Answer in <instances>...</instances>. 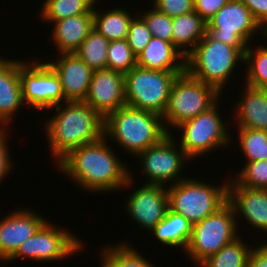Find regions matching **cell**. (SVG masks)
<instances>
[{
	"label": "cell",
	"mask_w": 267,
	"mask_h": 267,
	"mask_svg": "<svg viewBox=\"0 0 267 267\" xmlns=\"http://www.w3.org/2000/svg\"><path fill=\"white\" fill-rule=\"evenodd\" d=\"M106 139L103 136L72 150L57 164V168L81 189L92 193L129 188L134 183L132 171L120 161Z\"/></svg>",
	"instance_id": "obj_1"
},
{
	"label": "cell",
	"mask_w": 267,
	"mask_h": 267,
	"mask_svg": "<svg viewBox=\"0 0 267 267\" xmlns=\"http://www.w3.org/2000/svg\"><path fill=\"white\" fill-rule=\"evenodd\" d=\"M44 123L49 150L57 164L72 150L104 136L105 119L85 101H66L52 108Z\"/></svg>",
	"instance_id": "obj_2"
},
{
	"label": "cell",
	"mask_w": 267,
	"mask_h": 267,
	"mask_svg": "<svg viewBox=\"0 0 267 267\" xmlns=\"http://www.w3.org/2000/svg\"><path fill=\"white\" fill-rule=\"evenodd\" d=\"M168 134L160 115L127 105L105 118L104 136L135 157Z\"/></svg>",
	"instance_id": "obj_3"
},
{
	"label": "cell",
	"mask_w": 267,
	"mask_h": 267,
	"mask_svg": "<svg viewBox=\"0 0 267 267\" xmlns=\"http://www.w3.org/2000/svg\"><path fill=\"white\" fill-rule=\"evenodd\" d=\"M241 62L244 63V54L238 48L214 40L206 33L185 57V71L222 94Z\"/></svg>",
	"instance_id": "obj_4"
},
{
	"label": "cell",
	"mask_w": 267,
	"mask_h": 267,
	"mask_svg": "<svg viewBox=\"0 0 267 267\" xmlns=\"http://www.w3.org/2000/svg\"><path fill=\"white\" fill-rule=\"evenodd\" d=\"M228 185L229 179L218 186L186 177L167 187L169 209L194 225L228 202Z\"/></svg>",
	"instance_id": "obj_5"
},
{
	"label": "cell",
	"mask_w": 267,
	"mask_h": 267,
	"mask_svg": "<svg viewBox=\"0 0 267 267\" xmlns=\"http://www.w3.org/2000/svg\"><path fill=\"white\" fill-rule=\"evenodd\" d=\"M221 95L213 86L191 77L186 71L178 75L171 86L168 104L162 116L167 132L170 133L172 126L174 129L207 111Z\"/></svg>",
	"instance_id": "obj_6"
},
{
	"label": "cell",
	"mask_w": 267,
	"mask_h": 267,
	"mask_svg": "<svg viewBox=\"0 0 267 267\" xmlns=\"http://www.w3.org/2000/svg\"><path fill=\"white\" fill-rule=\"evenodd\" d=\"M184 72H167L139 66L125 74L126 105L163 116L171 86Z\"/></svg>",
	"instance_id": "obj_7"
},
{
	"label": "cell",
	"mask_w": 267,
	"mask_h": 267,
	"mask_svg": "<svg viewBox=\"0 0 267 267\" xmlns=\"http://www.w3.org/2000/svg\"><path fill=\"white\" fill-rule=\"evenodd\" d=\"M237 217L233 206L227 202L216 213L194 224L185 250L191 262L198 266L207 257L216 254L223 246L236 239L239 236Z\"/></svg>",
	"instance_id": "obj_8"
},
{
	"label": "cell",
	"mask_w": 267,
	"mask_h": 267,
	"mask_svg": "<svg viewBox=\"0 0 267 267\" xmlns=\"http://www.w3.org/2000/svg\"><path fill=\"white\" fill-rule=\"evenodd\" d=\"M219 100L207 111L193 119L187 120L176 128L182 132L179 136L180 147L185 154L193 160L202 155L211 153L215 148L229 146L232 141L231 134L221 118L218 105Z\"/></svg>",
	"instance_id": "obj_9"
},
{
	"label": "cell",
	"mask_w": 267,
	"mask_h": 267,
	"mask_svg": "<svg viewBox=\"0 0 267 267\" xmlns=\"http://www.w3.org/2000/svg\"><path fill=\"white\" fill-rule=\"evenodd\" d=\"M257 30L267 39V32L254 19L249 8L240 0H229L207 22L206 33L212 39L236 47L245 54Z\"/></svg>",
	"instance_id": "obj_10"
},
{
	"label": "cell",
	"mask_w": 267,
	"mask_h": 267,
	"mask_svg": "<svg viewBox=\"0 0 267 267\" xmlns=\"http://www.w3.org/2000/svg\"><path fill=\"white\" fill-rule=\"evenodd\" d=\"M83 243L75 234H71V232L63 230V227H58L47 220L32 237L26 239L19 246L6 263H11L20 257L40 262L59 261L66 257L70 258L75 253H80L84 248Z\"/></svg>",
	"instance_id": "obj_11"
},
{
	"label": "cell",
	"mask_w": 267,
	"mask_h": 267,
	"mask_svg": "<svg viewBox=\"0 0 267 267\" xmlns=\"http://www.w3.org/2000/svg\"><path fill=\"white\" fill-rule=\"evenodd\" d=\"M176 139L171 132L159 143L148 147L136 156L140 158L142 170L140 172L146 176V184L167 187L169 184L171 186L185 179L180 175L182 170H185L186 162L192 160L185 154Z\"/></svg>",
	"instance_id": "obj_12"
},
{
	"label": "cell",
	"mask_w": 267,
	"mask_h": 267,
	"mask_svg": "<svg viewBox=\"0 0 267 267\" xmlns=\"http://www.w3.org/2000/svg\"><path fill=\"white\" fill-rule=\"evenodd\" d=\"M19 76L24 104L38 110H50L65 103L60 79L47 62L20 61Z\"/></svg>",
	"instance_id": "obj_13"
},
{
	"label": "cell",
	"mask_w": 267,
	"mask_h": 267,
	"mask_svg": "<svg viewBox=\"0 0 267 267\" xmlns=\"http://www.w3.org/2000/svg\"><path fill=\"white\" fill-rule=\"evenodd\" d=\"M136 189L128 194L125 210L134 223L150 232L169 209L167 187L144 183Z\"/></svg>",
	"instance_id": "obj_14"
},
{
	"label": "cell",
	"mask_w": 267,
	"mask_h": 267,
	"mask_svg": "<svg viewBox=\"0 0 267 267\" xmlns=\"http://www.w3.org/2000/svg\"><path fill=\"white\" fill-rule=\"evenodd\" d=\"M124 74L110 70H94L85 102L104 119L126 106Z\"/></svg>",
	"instance_id": "obj_15"
},
{
	"label": "cell",
	"mask_w": 267,
	"mask_h": 267,
	"mask_svg": "<svg viewBox=\"0 0 267 267\" xmlns=\"http://www.w3.org/2000/svg\"><path fill=\"white\" fill-rule=\"evenodd\" d=\"M32 209H13L0 220V261L6 262L28 238L32 237L47 219ZM45 219V220H44Z\"/></svg>",
	"instance_id": "obj_16"
},
{
	"label": "cell",
	"mask_w": 267,
	"mask_h": 267,
	"mask_svg": "<svg viewBox=\"0 0 267 267\" xmlns=\"http://www.w3.org/2000/svg\"><path fill=\"white\" fill-rule=\"evenodd\" d=\"M58 57L57 61L47 63L60 79L65 100L85 101L93 70L76 53H63Z\"/></svg>",
	"instance_id": "obj_17"
},
{
	"label": "cell",
	"mask_w": 267,
	"mask_h": 267,
	"mask_svg": "<svg viewBox=\"0 0 267 267\" xmlns=\"http://www.w3.org/2000/svg\"><path fill=\"white\" fill-rule=\"evenodd\" d=\"M228 202L236 216H243L252 228L267 233V189L244 188L229 178Z\"/></svg>",
	"instance_id": "obj_18"
},
{
	"label": "cell",
	"mask_w": 267,
	"mask_h": 267,
	"mask_svg": "<svg viewBox=\"0 0 267 267\" xmlns=\"http://www.w3.org/2000/svg\"><path fill=\"white\" fill-rule=\"evenodd\" d=\"M22 105L19 61L0 57V129H8Z\"/></svg>",
	"instance_id": "obj_19"
},
{
	"label": "cell",
	"mask_w": 267,
	"mask_h": 267,
	"mask_svg": "<svg viewBox=\"0 0 267 267\" xmlns=\"http://www.w3.org/2000/svg\"><path fill=\"white\" fill-rule=\"evenodd\" d=\"M52 24L54 28L51 38L58 53H75L83 40L94 29L93 12L67 17Z\"/></svg>",
	"instance_id": "obj_20"
},
{
	"label": "cell",
	"mask_w": 267,
	"mask_h": 267,
	"mask_svg": "<svg viewBox=\"0 0 267 267\" xmlns=\"http://www.w3.org/2000/svg\"><path fill=\"white\" fill-rule=\"evenodd\" d=\"M137 66L151 70L185 72V56L171 42L152 37L137 55Z\"/></svg>",
	"instance_id": "obj_21"
},
{
	"label": "cell",
	"mask_w": 267,
	"mask_h": 267,
	"mask_svg": "<svg viewBox=\"0 0 267 267\" xmlns=\"http://www.w3.org/2000/svg\"><path fill=\"white\" fill-rule=\"evenodd\" d=\"M244 85L245 92L235 103L236 128L267 130V89Z\"/></svg>",
	"instance_id": "obj_22"
},
{
	"label": "cell",
	"mask_w": 267,
	"mask_h": 267,
	"mask_svg": "<svg viewBox=\"0 0 267 267\" xmlns=\"http://www.w3.org/2000/svg\"><path fill=\"white\" fill-rule=\"evenodd\" d=\"M206 31L207 22L196 11L172 18V44L185 57L206 35Z\"/></svg>",
	"instance_id": "obj_23"
},
{
	"label": "cell",
	"mask_w": 267,
	"mask_h": 267,
	"mask_svg": "<svg viewBox=\"0 0 267 267\" xmlns=\"http://www.w3.org/2000/svg\"><path fill=\"white\" fill-rule=\"evenodd\" d=\"M193 224L184 216L168 209L165 217L151 230L155 239L165 246L185 251L192 236Z\"/></svg>",
	"instance_id": "obj_24"
},
{
	"label": "cell",
	"mask_w": 267,
	"mask_h": 267,
	"mask_svg": "<svg viewBox=\"0 0 267 267\" xmlns=\"http://www.w3.org/2000/svg\"><path fill=\"white\" fill-rule=\"evenodd\" d=\"M93 8V28L102 34L109 42L126 39L129 25L133 19L132 13L125 8H112L106 12Z\"/></svg>",
	"instance_id": "obj_25"
},
{
	"label": "cell",
	"mask_w": 267,
	"mask_h": 267,
	"mask_svg": "<svg viewBox=\"0 0 267 267\" xmlns=\"http://www.w3.org/2000/svg\"><path fill=\"white\" fill-rule=\"evenodd\" d=\"M115 246V247H114ZM103 247L99 253L101 256L100 267H156L145 256L137 252L129 242Z\"/></svg>",
	"instance_id": "obj_26"
},
{
	"label": "cell",
	"mask_w": 267,
	"mask_h": 267,
	"mask_svg": "<svg viewBox=\"0 0 267 267\" xmlns=\"http://www.w3.org/2000/svg\"><path fill=\"white\" fill-rule=\"evenodd\" d=\"M238 236L223 246L216 254L207 257L200 267H248L251 248Z\"/></svg>",
	"instance_id": "obj_27"
},
{
	"label": "cell",
	"mask_w": 267,
	"mask_h": 267,
	"mask_svg": "<svg viewBox=\"0 0 267 267\" xmlns=\"http://www.w3.org/2000/svg\"><path fill=\"white\" fill-rule=\"evenodd\" d=\"M95 3L94 0H44L39 16L52 24L67 17L93 12Z\"/></svg>",
	"instance_id": "obj_28"
},
{
	"label": "cell",
	"mask_w": 267,
	"mask_h": 267,
	"mask_svg": "<svg viewBox=\"0 0 267 267\" xmlns=\"http://www.w3.org/2000/svg\"><path fill=\"white\" fill-rule=\"evenodd\" d=\"M109 41L95 29L83 40L75 52L93 71L106 69Z\"/></svg>",
	"instance_id": "obj_29"
},
{
	"label": "cell",
	"mask_w": 267,
	"mask_h": 267,
	"mask_svg": "<svg viewBox=\"0 0 267 267\" xmlns=\"http://www.w3.org/2000/svg\"><path fill=\"white\" fill-rule=\"evenodd\" d=\"M250 48L248 45L244 54V63L248 65L244 82L251 87L267 89V47Z\"/></svg>",
	"instance_id": "obj_30"
},
{
	"label": "cell",
	"mask_w": 267,
	"mask_h": 267,
	"mask_svg": "<svg viewBox=\"0 0 267 267\" xmlns=\"http://www.w3.org/2000/svg\"><path fill=\"white\" fill-rule=\"evenodd\" d=\"M238 141L246 162L267 160V130L239 128Z\"/></svg>",
	"instance_id": "obj_31"
},
{
	"label": "cell",
	"mask_w": 267,
	"mask_h": 267,
	"mask_svg": "<svg viewBox=\"0 0 267 267\" xmlns=\"http://www.w3.org/2000/svg\"><path fill=\"white\" fill-rule=\"evenodd\" d=\"M137 66V56L133 53L126 39L111 41L107 50L106 69L127 74Z\"/></svg>",
	"instance_id": "obj_32"
},
{
	"label": "cell",
	"mask_w": 267,
	"mask_h": 267,
	"mask_svg": "<svg viewBox=\"0 0 267 267\" xmlns=\"http://www.w3.org/2000/svg\"><path fill=\"white\" fill-rule=\"evenodd\" d=\"M235 175L231 176V180L236 185L251 189H267V160L245 162L244 167Z\"/></svg>",
	"instance_id": "obj_33"
},
{
	"label": "cell",
	"mask_w": 267,
	"mask_h": 267,
	"mask_svg": "<svg viewBox=\"0 0 267 267\" xmlns=\"http://www.w3.org/2000/svg\"><path fill=\"white\" fill-rule=\"evenodd\" d=\"M141 18L153 37L160 38L172 43V18L163 14L154 6L151 10L142 13Z\"/></svg>",
	"instance_id": "obj_34"
},
{
	"label": "cell",
	"mask_w": 267,
	"mask_h": 267,
	"mask_svg": "<svg viewBox=\"0 0 267 267\" xmlns=\"http://www.w3.org/2000/svg\"><path fill=\"white\" fill-rule=\"evenodd\" d=\"M152 37V33L147 28L145 21L140 16L133 17L129 25L126 41L136 56L144 50Z\"/></svg>",
	"instance_id": "obj_35"
},
{
	"label": "cell",
	"mask_w": 267,
	"mask_h": 267,
	"mask_svg": "<svg viewBox=\"0 0 267 267\" xmlns=\"http://www.w3.org/2000/svg\"><path fill=\"white\" fill-rule=\"evenodd\" d=\"M152 6L171 18L194 11L193 0H153Z\"/></svg>",
	"instance_id": "obj_36"
},
{
	"label": "cell",
	"mask_w": 267,
	"mask_h": 267,
	"mask_svg": "<svg viewBox=\"0 0 267 267\" xmlns=\"http://www.w3.org/2000/svg\"><path fill=\"white\" fill-rule=\"evenodd\" d=\"M8 129H0V183L3 182L2 180L8 176L9 171L12 169V157L10 158L8 148ZM8 133V134H7Z\"/></svg>",
	"instance_id": "obj_37"
},
{
	"label": "cell",
	"mask_w": 267,
	"mask_h": 267,
	"mask_svg": "<svg viewBox=\"0 0 267 267\" xmlns=\"http://www.w3.org/2000/svg\"><path fill=\"white\" fill-rule=\"evenodd\" d=\"M229 0H193L196 11L208 22Z\"/></svg>",
	"instance_id": "obj_38"
},
{
	"label": "cell",
	"mask_w": 267,
	"mask_h": 267,
	"mask_svg": "<svg viewBox=\"0 0 267 267\" xmlns=\"http://www.w3.org/2000/svg\"><path fill=\"white\" fill-rule=\"evenodd\" d=\"M252 12L254 19L267 32V0H240Z\"/></svg>",
	"instance_id": "obj_39"
},
{
	"label": "cell",
	"mask_w": 267,
	"mask_h": 267,
	"mask_svg": "<svg viewBox=\"0 0 267 267\" xmlns=\"http://www.w3.org/2000/svg\"><path fill=\"white\" fill-rule=\"evenodd\" d=\"M248 267H267V241L260 243L258 247H251L248 258Z\"/></svg>",
	"instance_id": "obj_40"
}]
</instances>
